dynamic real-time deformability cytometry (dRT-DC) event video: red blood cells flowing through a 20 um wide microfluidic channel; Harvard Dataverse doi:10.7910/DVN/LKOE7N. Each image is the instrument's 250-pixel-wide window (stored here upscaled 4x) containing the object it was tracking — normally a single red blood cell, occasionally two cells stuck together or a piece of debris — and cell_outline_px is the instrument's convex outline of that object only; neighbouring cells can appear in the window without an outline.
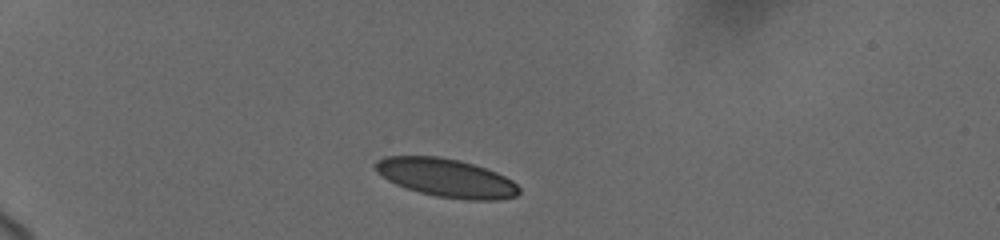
{"species": "human", "species_latin": "Homo sapiens", "temperature_condition": "cold", "stored_images_in_passage": 42, "camera_frame_rate_fps": 3000, "um_per_image_px": 0.085, "donor": {"sex": "female"}, "frame": {"image": 1, "passage_image": 1, "time_ms": 0.0, "image_size_px": [1000, 240], "cell_outline_px": [[520, 192], [516, 196], [500, 200], [468, 200], [436, 196], [420, 192], [396, 184], [380, 176], [372, 168], [372, 164], [376, 160], [384, 156], [440, 156], [460, 160], [496, 172], [512, 180], [520, 188]], "centroid_in_image_um": [37.89, 15.11], "position_along_channel_um": 47.1, "area_um2": 32.37}}
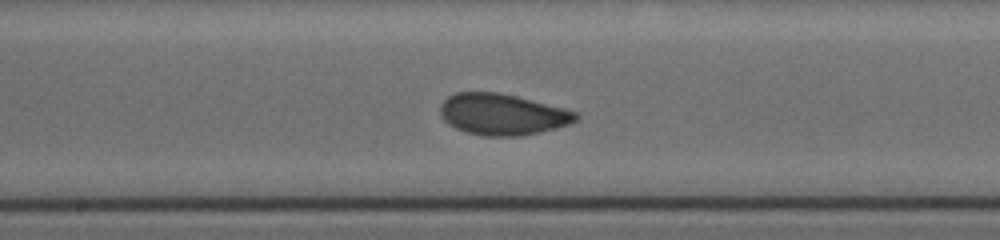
{"frame": {"image": 2, "passage_image": 18, "time_ms": 5.667, "image_size_px": [1000, 240], "cell_outline_px": [[580, 116], [576, 120], [568, 124], [556, 128], [540, 132], [520, 136], [484, 136], [468, 132], [456, 128], [448, 124], [440, 116], [440, 104], [448, 96], [456, 92], [496, 92], [564, 108], [576, 112]], "centroid_in_image_um": [42.67, 9.73], "position_along_channel_um": 205.5, "area_um2": 32.37}}
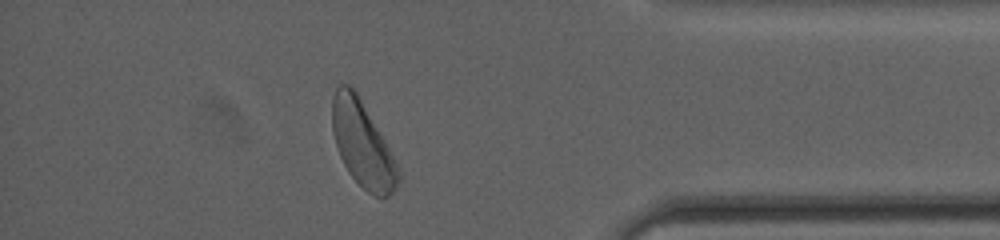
{"frame": {"image": 3, "passage_image": 36, "time_ms": 11.667, "image_size_px": [1000, 240], "cell_outline_px": [[400, 180], [396, 188], [388, 196], [372, 196], [348, 172], [340, 156], [336, 144], [332, 128], [332, 96], [336, 88], [340, 84], [348, 84], [356, 92], [384, 140], [400, 172]], "centroid_in_image_um": [30.79, 12.26], "position_along_channel_um": 404.4, "area_um2": 32.14}, "authors_computed_cell_mechanics": {"area_um2": 32.1368, "velocity_mm_per_s": 3.6613, "shape_relaxation_time_tau1_ms": 2.7084, "shape_relaxation_time_tau2_ms": 1.804, "deformation_change_tau1": 0.0911, "deformation_change_tau2": 0.053}}